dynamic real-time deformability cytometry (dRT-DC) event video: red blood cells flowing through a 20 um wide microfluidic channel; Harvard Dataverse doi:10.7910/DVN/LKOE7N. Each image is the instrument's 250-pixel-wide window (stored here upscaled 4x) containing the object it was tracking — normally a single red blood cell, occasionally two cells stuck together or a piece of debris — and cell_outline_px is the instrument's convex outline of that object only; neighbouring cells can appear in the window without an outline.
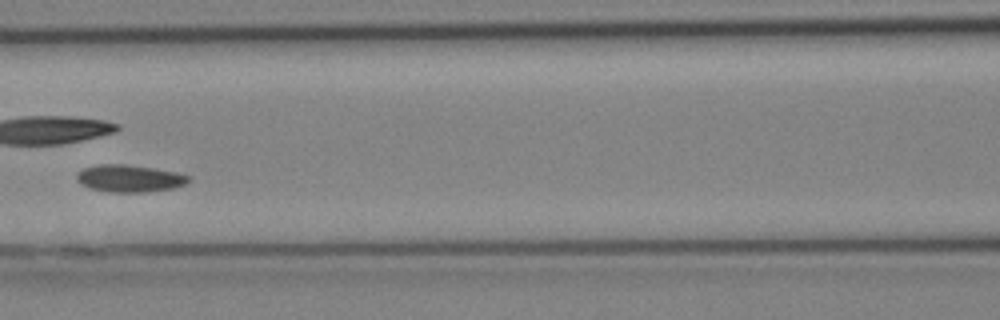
{"species": "Egyptian fruit bat (a non-hibernating species)", "species_latin": "Rousettus aegyptiacus", "temperature_condition": "cold", "stored_images_in_passage": 14, "camera_frame_rate_fps": 3000, "um_per_image_px": 0.085, "animal": {"sex": "female"}, "frame": {"image": 1, "passage_image": 5, "time_ms": 1.333, "image_size_px": [1000, 320], "cell_outline_px": [[192, 176], [184, 184], [172, 188], [148, 192], [112, 192], [88, 188], [76, 176], [84, 168], [100, 164], [124, 164], [152, 168], [176, 172]], "centroid_in_image_um": [11.04, 15.16], "position_along_channel_um": 155.6, "area_um2": 17.4}}
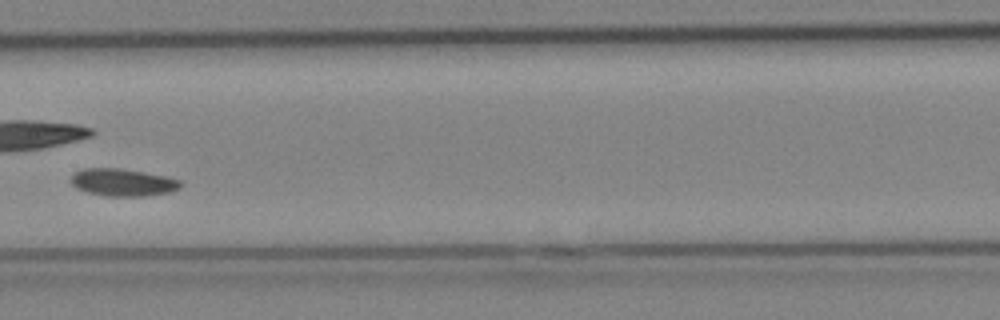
{"frame": {"image": 2, "passage_image": 7, "time_ms": 2.0, "image_size_px": [1000, 320], "cell_outline_px": [[184, 184], [180, 188], [172, 192], [144, 196], [104, 196], [88, 192], [76, 188], [72, 184], [72, 176], [76, 172], [84, 168], [120, 168], [168, 176], [180, 180]], "centroid_in_image_um": [10.5, 15.5], "position_along_channel_um": 196.9, "area_um2": 17.63}}